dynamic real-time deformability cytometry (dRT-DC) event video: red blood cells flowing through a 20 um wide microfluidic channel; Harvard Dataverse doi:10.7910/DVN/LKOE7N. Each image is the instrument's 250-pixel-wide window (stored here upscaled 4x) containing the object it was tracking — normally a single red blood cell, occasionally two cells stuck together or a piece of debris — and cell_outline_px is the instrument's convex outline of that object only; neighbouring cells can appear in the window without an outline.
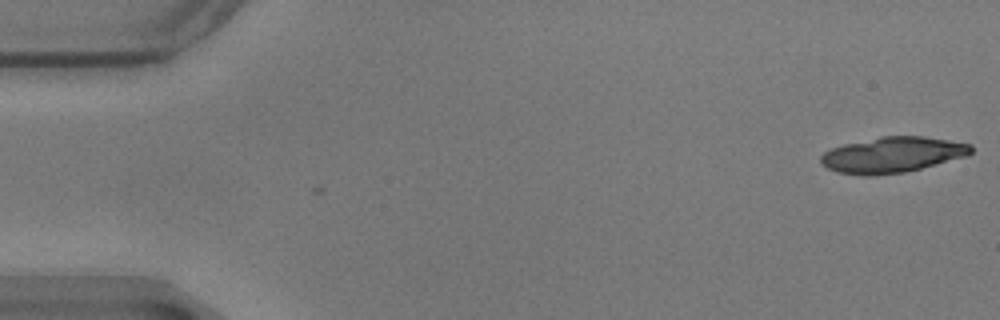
{"species": "common noctule bat (a hibernating species)", "species_latin": "Nyctalus noctula", "temperature_condition": "warm", "stored_images_in_passage": 2, "camera_frame_rate_fps": 3000, "um_per_image_px": 0.085, "animal": {"sex": "male", "body_mass_g": 17.9}, "frame": {"image": 1, "passage_image": 1, "time_ms": 0.0, "image_size_px": [1000, 320], "cell_outline_px": [[972, 152], [968, 156], [904, 172], [872, 176], [860, 176], [836, 172], [820, 164], [820, 156], [824, 152], [832, 148], [844, 144], [880, 136], [924, 136], [972, 144]], "centroid_in_image_um": [75.83, 13.16], "position_along_channel_um": 9.2, "area_um2": 31.39}}